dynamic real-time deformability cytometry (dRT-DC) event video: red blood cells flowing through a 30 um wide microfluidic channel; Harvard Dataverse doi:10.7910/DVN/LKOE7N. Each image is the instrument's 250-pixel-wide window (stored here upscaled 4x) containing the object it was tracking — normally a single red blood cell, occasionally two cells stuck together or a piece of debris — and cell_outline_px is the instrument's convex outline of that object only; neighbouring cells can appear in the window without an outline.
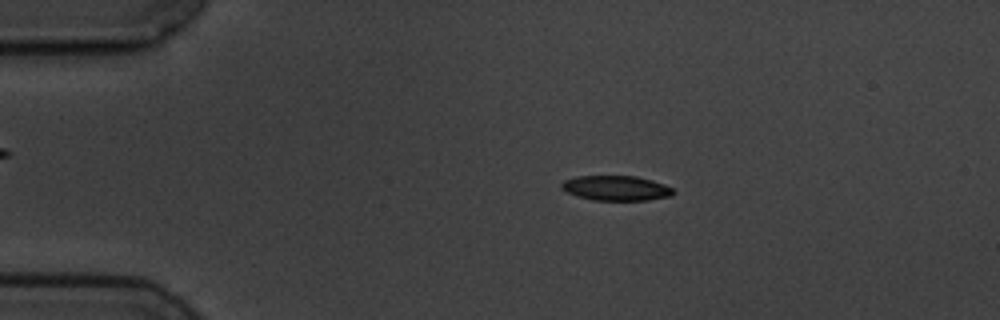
{"species": "common noctule bat (a hibernating species)", "species_latin": "Nyctalus noctula", "temperature_condition": "cold", "stored_images_in_passage": 4, "camera_frame_rate_fps": 3000, "um_per_image_px": 0.085, "animal": {"sex": "male", "body_mass_g": 19.5, "forearm_length_mm": 54.6}, "frame": {"image": 1, "passage_image": 3, "time_ms": 2.333, "image_size_px": [1000, 320], "cell_outline_px": [[676, 192], [672, 196], [648, 200], [596, 200], [576, 196], [560, 188], [560, 184], [564, 180], [576, 176], [636, 176], [652, 180], [664, 184], [672, 188]], "centroid_in_image_um": [52.38, 15.99], "position_along_channel_um": 32.6, "area_um2": 16.3}}